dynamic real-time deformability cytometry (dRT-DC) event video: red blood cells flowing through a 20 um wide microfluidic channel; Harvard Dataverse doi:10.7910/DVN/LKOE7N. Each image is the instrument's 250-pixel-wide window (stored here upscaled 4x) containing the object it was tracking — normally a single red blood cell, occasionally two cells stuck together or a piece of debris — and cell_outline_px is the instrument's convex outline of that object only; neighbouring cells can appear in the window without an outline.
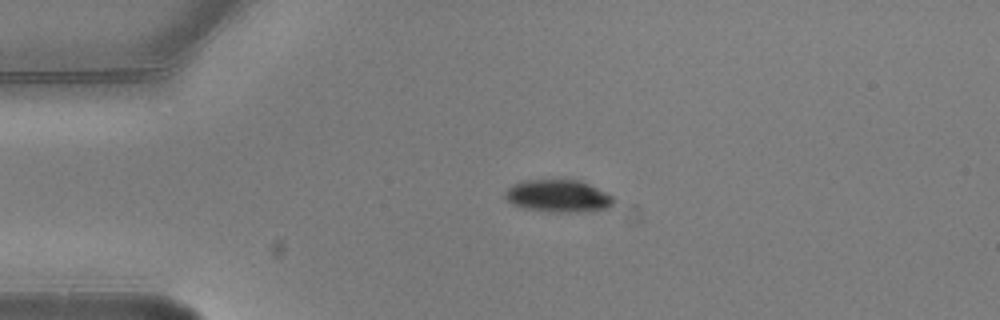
{"species": "common noctule bat (a hibernating species)", "species_latin": "Nyctalus noctula", "temperature_condition": "warm", "stored_images_in_passage": 3, "camera_frame_rate_fps": 3000, "um_per_image_px": 0.085, "animal": {"sex": "male", "body_mass_g": 20.5, "forearm_length_mm": 52.5}, "frame": {"image": 1, "passage_image": 3, "time_ms": 0.667, "image_size_px": [1000, 320], "cell_outline_px": [[616, 200], [608, 208], [580, 212], [556, 212], [524, 208], [512, 204], [504, 196], [504, 192], [512, 184], [524, 180], [580, 180], [612, 196]], "centroid_in_image_um": [47.42, 16.66], "position_along_channel_um": 37.6, "area_um2": 20.35}}